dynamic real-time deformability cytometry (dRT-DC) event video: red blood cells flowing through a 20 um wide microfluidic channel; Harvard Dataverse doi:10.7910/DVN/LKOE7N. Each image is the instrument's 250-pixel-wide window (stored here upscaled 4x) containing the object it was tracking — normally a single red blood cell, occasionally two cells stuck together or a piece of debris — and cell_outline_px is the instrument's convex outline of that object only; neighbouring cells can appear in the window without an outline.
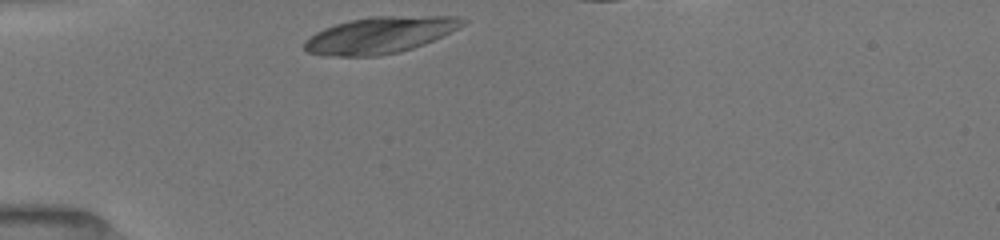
{"species": "common noctule bat (a hibernating species)", "species_latin": "Nyctalus noctula", "temperature_condition": "room temperature", "stored_images_in_passage": 13, "camera_frame_rate_fps": 3000, "um_per_image_px": 0.085, "animal": {"sex": "female", "body_mass_g": 19.5, "forearm_length_mm": 54.1}, "frame": {"image": 1, "passage_image": 1, "time_ms": 0.0, "image_size_px": [1000, 240], "cell_outline_px": [[468, 20], [464, 24], [424, 44], [400, 52], [380, 56], [324, 56], [308, 52], [304, 48], [304, 40], [316, 32], [324, 28], [348, 20], [372, 16], [456, 16]], "centroid_in_image_um": [32.25, 2.98], "position_along_channel_um": 52.8, "area_um2": 33.52}}